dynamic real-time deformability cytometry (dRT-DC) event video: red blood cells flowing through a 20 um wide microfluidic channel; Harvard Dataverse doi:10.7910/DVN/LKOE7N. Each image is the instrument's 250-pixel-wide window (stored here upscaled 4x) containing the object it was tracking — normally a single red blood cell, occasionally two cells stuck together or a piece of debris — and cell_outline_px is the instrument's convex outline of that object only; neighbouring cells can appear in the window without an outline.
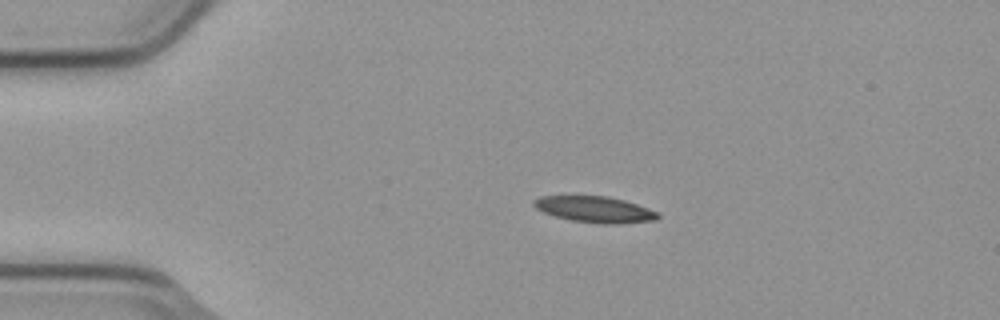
{"species": "common noctule bat (a hibernating species)", "species_latin": "Nyctalus noctula", "temperature_condition": "cold", "stored_images_in_passage": 6, "camera_frame_rate_fps": 3000, "um_per_image_px": 0.085, "animal": {"sex": "male", "body_mass_g": 23.1, "forearm_length_mm": 52.7}, "frame": {"image": 1, "passage_image": 3, "time_ms": 0.667, "image_size_px": [1000, 320], "cell_outline_px": [[660, 216], [656, 220], [616, 224], [604, 224], [572, 220], [556, 216], [544, 212], [536, 208], [532, 204], [532, 200], [540, 196], [608, 196], [624, 200], [648, 208], [656, 212]], "centroid_in_image_um": [50.55, 17.79], "position_along_channel_um": 34.5, "area_um2": 18.73}}
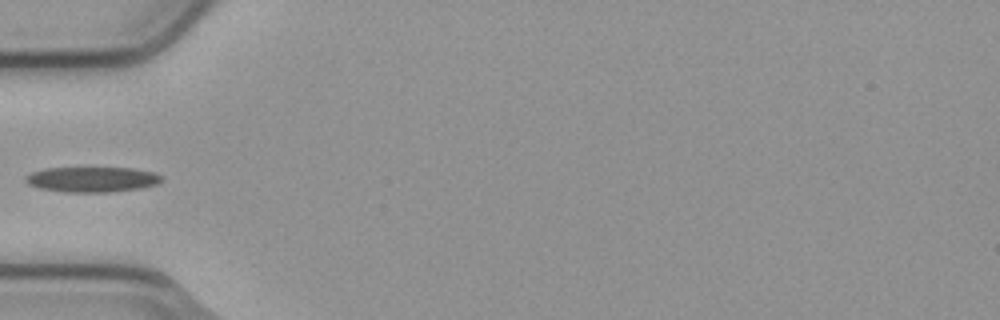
{"frame": {"image": 2, "passage_image": 5, "time_ms": 1.333, "image_size_px": [1000, 320], "cell_outline_px": [[164, 180], [160, 184], [140, 188], [108, 192], [64, 192], [40, 188], [28, 184], [24, 180], [24, 176], [32, 172], [44, 168], [132, 168], [152, 172], [160, 176]], "centroid_in_image_um": [7.81, 15.25], "position_along_channel_um": 77.2, "area_um2": 20.06}}
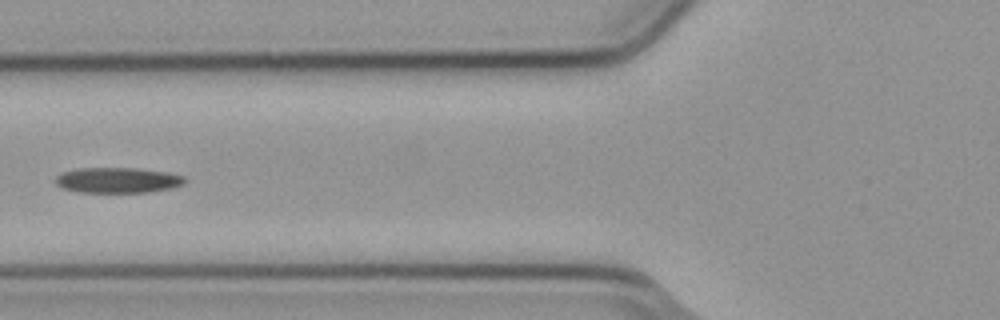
{"frame": {"image": 3, "passage_image": 6, "time_ms": 1.667, "image_size_px": [1000, 320], "cell_outline_px": [[184, 184], [172, 188], [148, 192], [80, 192], [60, 188], [56, 184], [56, 176], [64, 172], [80, 168], [136, 168], [168, 172], [184, 176]], "centroid_in_image_um": [10.01, 15.32], "position_along_channel_um": 115.8, "area_um2": 19.13}}